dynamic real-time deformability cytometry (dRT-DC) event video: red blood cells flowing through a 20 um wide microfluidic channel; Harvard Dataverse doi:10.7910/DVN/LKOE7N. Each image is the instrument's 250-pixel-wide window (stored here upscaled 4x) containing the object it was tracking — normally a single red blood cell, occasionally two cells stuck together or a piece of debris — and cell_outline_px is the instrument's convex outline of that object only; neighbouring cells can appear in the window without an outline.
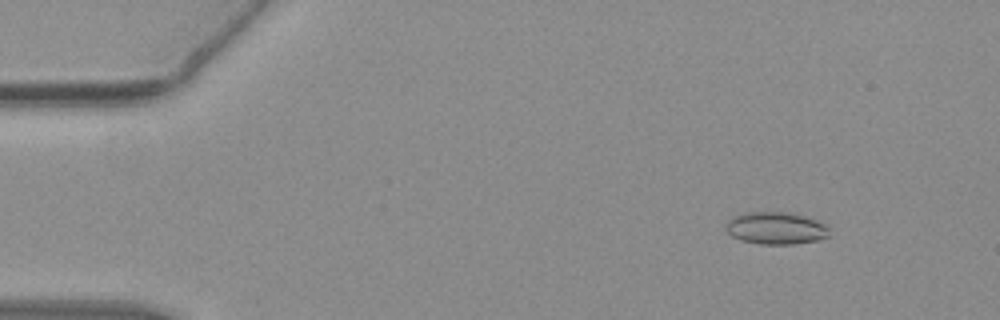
{"species": "common noctule bat (a hibernating species)", "species_latin": "Nyctalus noctula", "temperature_condition": "warm", "stored_images_in_passage": 45, "camera_frame_rate_fps": 3000, "um_per_image_px": 0.085, "animal": {"sex": "female", "body_mass_g": 19.3, "forearm_length_mm": 54.1}, "frame": {"image": 1, "passage_image": 6, "time_ms": 1.667, "image_size_px": [1000, 320], "cell_outline_px": [[828, 236], [816, 240], [796, 244], [760, 244], [740, 240], [732, 236], [724, 228], [724, 224], [732, 216], [744, 212], [792, 212], [828, 224]], "centroid_in_image_um": [65.91, 19.38], "position_along_channel_um": 19.1, "area_um2": 19.71}}
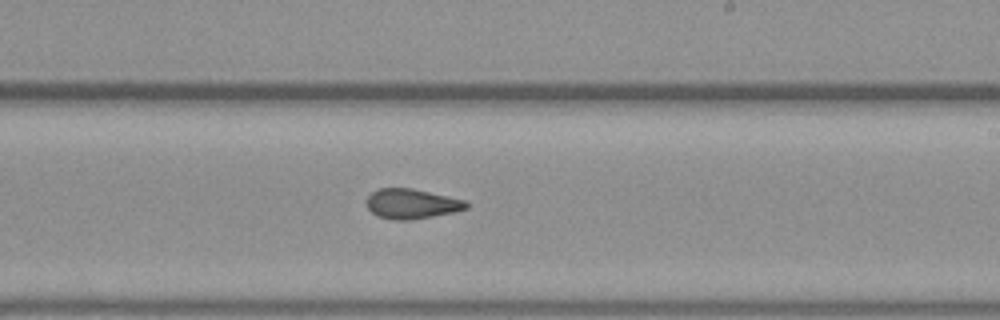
{"frame": {"image": 2, "passage_image": 32, "time_ms": 10.333, "image_size_px": [1000, 320], "cell_outline_px": [[468, 208], [452, 212], [412, 220], [392, 220], [376, 216], [368, 208], [368, 196], [372, 192], [380, 188], [412, 188], [464, 200], [468, 204]], "centroid_in_image_um": [34.97, 17.33], "position_along_channel_um": 254.0, "area_um2": 17.17}}
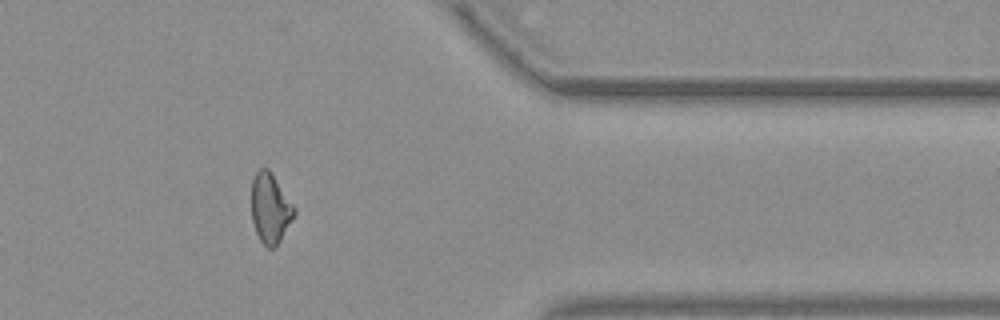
{"frame": {"image": 3, "passage_image": 44, "time_ms": 14.333, "image_size_px": [1000, 320], "cell_outline_px": [[296, 212], [280, 240], [272, 248], [268, 248], [260, 240], [256, 232], [252, 220], [252, 180], [256, 172], [260, 168], [268, 168], [272, 172], [296, 208]], "centroid_in_image_um": [22.97, 17.66], "position_along_channel_um": 388.4, "area_um2": 17.28}, "authors_computed_cell_mechanics": {"area_um2": 18.1492, "velocity_mm_per_s": 3.8347, "shape_relaxation_time_tau1_ms": null, "shape_relaxation_time_tau2_ms": 3.5409, "deformation_change_tau1": null, "deformation_change_tau2": 0.1125}}